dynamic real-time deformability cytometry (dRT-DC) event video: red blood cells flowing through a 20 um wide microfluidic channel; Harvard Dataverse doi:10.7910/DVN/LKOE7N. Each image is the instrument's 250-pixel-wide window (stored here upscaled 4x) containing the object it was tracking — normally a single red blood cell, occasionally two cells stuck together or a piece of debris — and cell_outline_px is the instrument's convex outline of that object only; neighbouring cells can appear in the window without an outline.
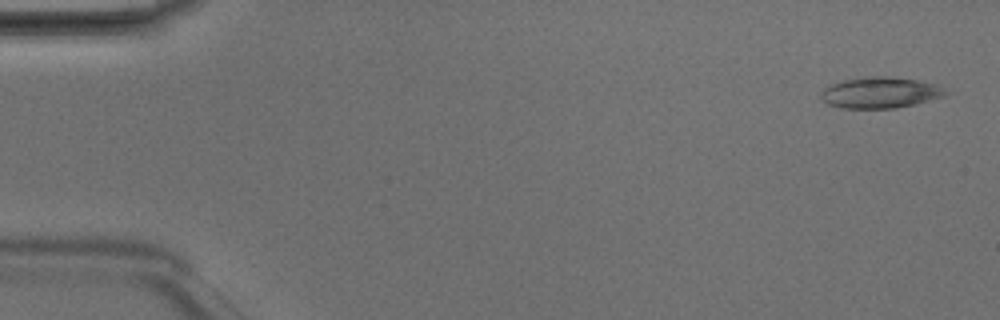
{"species": "Egyptian fruit bat (a non-hibernating species)", "species_latin": "Rousettus aegyptiacus", "temperature_condition": "room temperature", "stored_images_in_passage": 4, "camera_frame_rate_fps": 3000, "um_per_image_px": 0.085, "animal": {"sex": "male"}, "frame": {"image": 1, "passage_image": 1, "time_ms": 0.0, "image_size_px": [1000, 320], "cell_outline_px": [[948, 92], [944, 96], [916, 104], [896, 108], [840, 108], [828, 104], [820, 100], [820, 92], [828, 84], [844, 80], [868, 76], [892, 76], [916, 80], [936, 84]], "centroid_in_image_um": [74.76, 7.87], "position_along_channel_um": 10.2, "area_um2": 22.77}}